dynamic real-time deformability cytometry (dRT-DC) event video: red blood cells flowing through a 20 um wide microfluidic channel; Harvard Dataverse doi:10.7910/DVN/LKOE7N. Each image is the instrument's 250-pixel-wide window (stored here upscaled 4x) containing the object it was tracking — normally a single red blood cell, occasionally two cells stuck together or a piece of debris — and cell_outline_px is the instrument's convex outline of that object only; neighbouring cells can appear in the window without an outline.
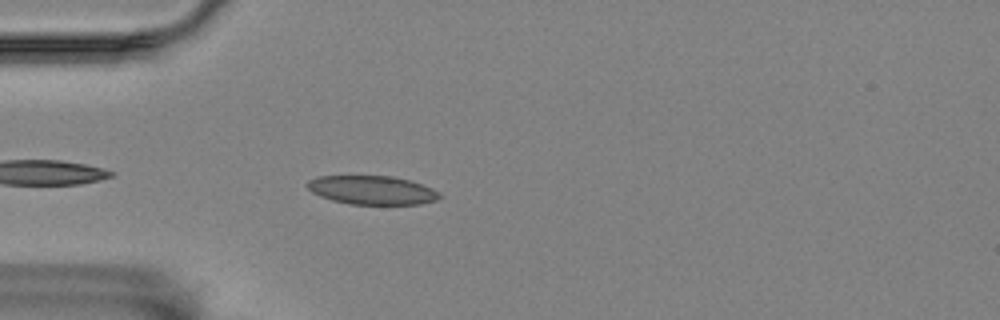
{"species": "Egyptian fruit bat (a non-hibernating species)", "species_latin": "Rousettus aegyptiacus", "temperature_condition": "room temperature", "stored_images_in_passage": 3, "camera_frame_rate_fps": 3000, "um_per_image_px": 0.085, "animal": {"sex": "female"}, "frame": {"image": 1, "passage_image": 3, "time_ms": 2.333, "image_size_px": [1000, 320], "cell_outline_px": [[440, 196], [436, 200], [420, 204], [348, 204], [332, 200], [320, 196], [312, 192], [304, 184], [308, 180], [320, 176], [392, 176], [408, 180], [432, 188], [440, 192]], "centroid_in_image_um": [31.59, 16.16], "position_along_channel_um": 53.4, "area_um2": 22.08}}